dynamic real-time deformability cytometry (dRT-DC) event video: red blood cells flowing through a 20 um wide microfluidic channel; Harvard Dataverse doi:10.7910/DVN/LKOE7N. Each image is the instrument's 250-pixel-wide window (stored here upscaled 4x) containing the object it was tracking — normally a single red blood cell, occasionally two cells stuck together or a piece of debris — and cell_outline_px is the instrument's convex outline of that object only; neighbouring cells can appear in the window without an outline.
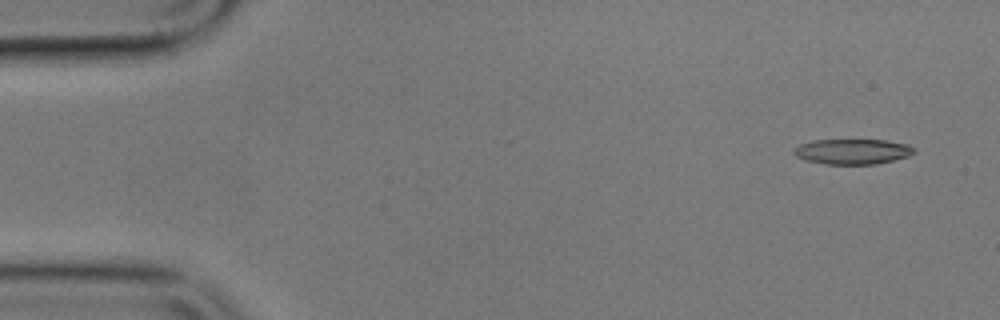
{"species": "common noctule bat (a hibernating species)", "species_latin": "Nyctalus noctula", "temperature_condition": "cold", "stored_images_in_passage": 5, "camera_frame_rate_fps": 3000, "um_per_image_px": 0.085, "animal": {"sex": "male", "body_mass_g": 17.9}, "frame": {"image": 1, "passage_image": 1, "time_ms": 0.0, "image_size_px": [1000, 320], "cell_outline_px": [[916, 152], [908, 156], [876, 164], [824, 164], [808, 160], [796, 156], [792, 152], [800, 144], [812, 140], [884, 140], [908, 144]], "centroid_in_image_um": [72.46, 12.88], "position_along_channel_um": 12.5, "area_um2": 17.51}}
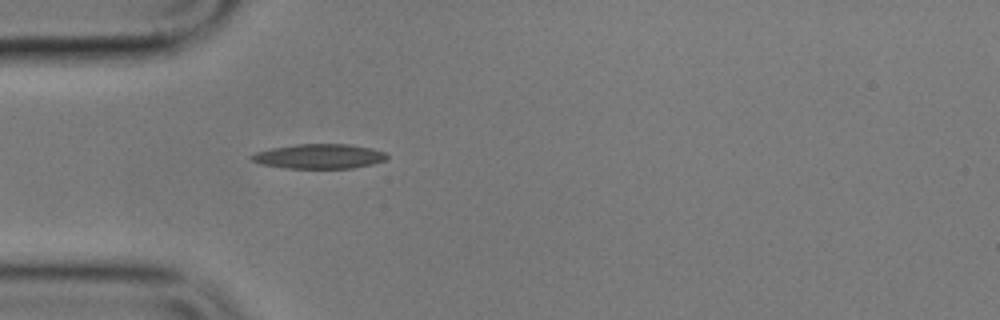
{"frame": {"image": 2, "passage_image": 5, "time_ms": 4.333, "image_size_px": [1000, 320], "cell_outline_px": [[388, 156], [384, 160], [372, 164], [352, 168], [284, 168], [260, 164], [252, 160], [248, 156], [256, 152], [272, 148], [296, 144], [348, 144], [372, 148], [384, 152]], "centroid_in_image_um": [27.1, 13.28], "position_along_channel_um": 57.9, "area_um2": 19.42}}